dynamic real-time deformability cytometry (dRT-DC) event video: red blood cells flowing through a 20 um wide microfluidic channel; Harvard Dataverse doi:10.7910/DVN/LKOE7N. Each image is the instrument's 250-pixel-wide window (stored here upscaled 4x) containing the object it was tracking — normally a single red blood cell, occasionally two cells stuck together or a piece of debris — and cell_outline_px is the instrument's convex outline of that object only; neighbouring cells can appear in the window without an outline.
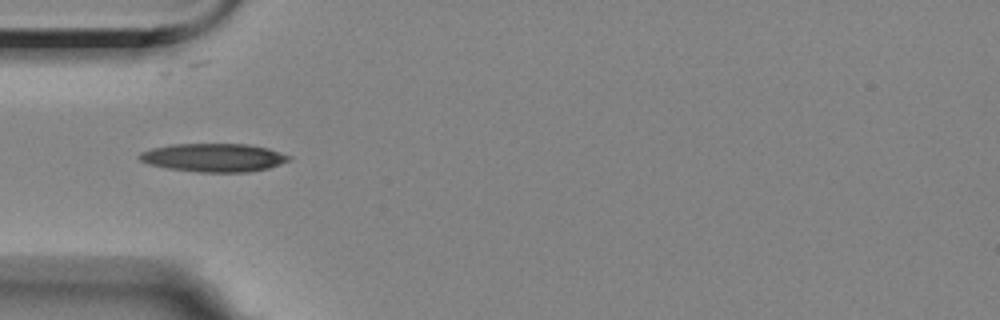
{"species": "Egyptian fruit bat (a non-hibernating species)", "species_latin": "Rousettus aegyptiacus", "temperature_condition": "room temperature", "stored_images_in_passage": 40, "camera_frame_rate_fps": 3000, "um_per_image_px": 0.085, "animal": {"sex": "female"}, "frame": {"image": 1, "passage_image": 1, "time_ms": 0.0, "image_size_px": [1000, 320], "cell_outline_px": [[292, 160], [268, 168], [248, 172], [200, 172], [168, 168], [148, 164], [140, 160], [136, 156], [140, 152], [152, 148], [168, 144], [248, 144], [268, 148], [292, 156]], "centroid_in_image_um": [18.16, 13.39], "position_along_channel_um": 66.8, "area_um2": 24.85}}
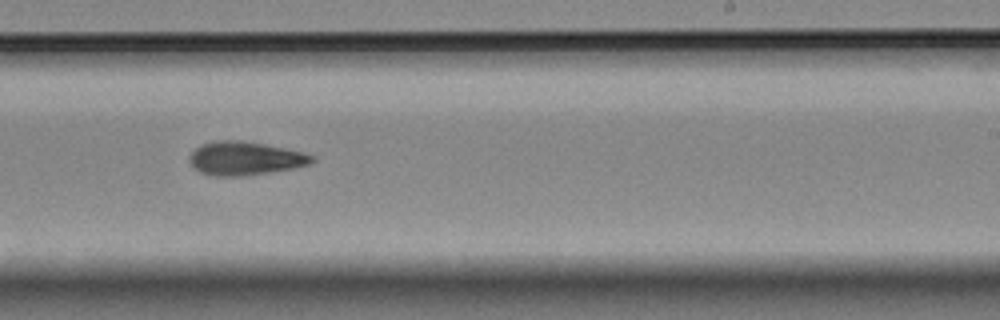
{"frame": {"image": 2, "passage_image": 18, "time_ms": 5.667, "image_size_px": [1000, 320], "cell_outline_px": [[316, 160], [312, 164], [292, 168], [244, 176], [216, 176], [200, 172], [192, 168], [188, 160], [192, 152], [200, 144], [220, 140], [240, 140], [264, 144], [304, 152], [312, 156]], "centroid_in_image_um": [20.81, 13.46], "position_along_channel_um": 268.2, "area_um2": 23.93}}
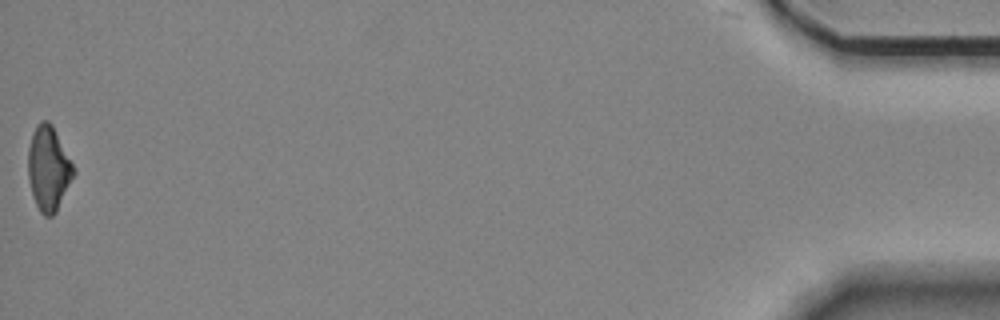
{"frame": {"image": 3, "passage_image": 40, "time_ms": 13.0, "image_size_px": [1000, 320], "cell_outline_px": [[76, 172], [56, 212], [52, 216], [44, 216], [40, 212], [32, 196], [28, 176], [28, 148], [32, 132], [36, 124], [40, 120], [48, 120], [52, 124], [76, 168]], "centroid_in_image_um": [4.13, 14.29], "position_along_channel_um": 431.1, "area_um2": 22.72}, "authors_computed_cell_mechanics": {"area_um2": 23.1489, "velocity_mm_per_s": 3.5355, "shape_relaxation_time_tau1_ms": 9.5432, "shape_relaxation_time_tau2_ms": null, "deformation_change_tau1": 0.2152, "deformation_change_tau2": null}}